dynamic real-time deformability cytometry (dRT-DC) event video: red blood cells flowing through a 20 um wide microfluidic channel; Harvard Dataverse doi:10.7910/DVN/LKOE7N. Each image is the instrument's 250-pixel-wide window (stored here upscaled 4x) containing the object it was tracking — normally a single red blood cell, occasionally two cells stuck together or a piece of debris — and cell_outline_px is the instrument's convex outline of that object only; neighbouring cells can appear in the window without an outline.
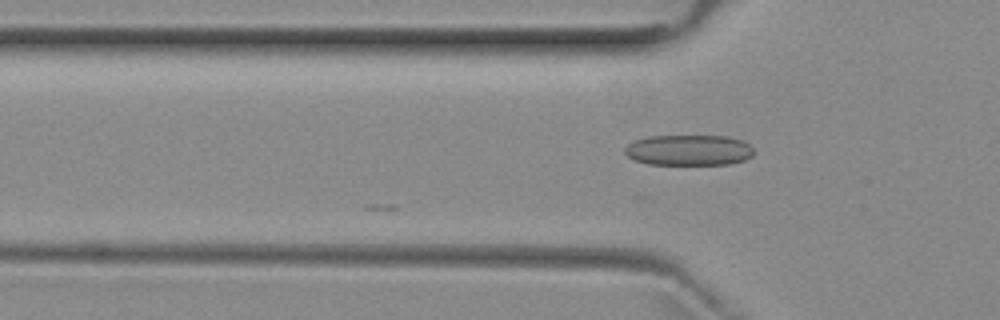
{"species": "common noctule bat (a hibernating species)", "species_latin": "Nyctalus noctula", "temperature_condition": "room temperature", "stored_images_in_passage": 7, "camera_frame_rate_fps": 3000, "um_per_image_px": 0.085, "animal": {"sex": "female", "body_mass_g": 29.2, "forearm_length_mm": 56.3}, "frame": {"image": 1, "passage_image": 5, "time_ms": 4.667, "image_size_px": [1000, 320], "cell_outline_px": [[752, 156], [744, 160], [732, 164], [648, 164], [636, 160], [628, 156], [624, 152], [624, 148], [628, 144], [636, 140], [648, 136], [724, 136], [740, 140], [748, 144], [752, 148]], "centroid_in_image_um": [58.53, 12.76], "position_along_channel_um": 67.3, "area_um2": 22.89}}
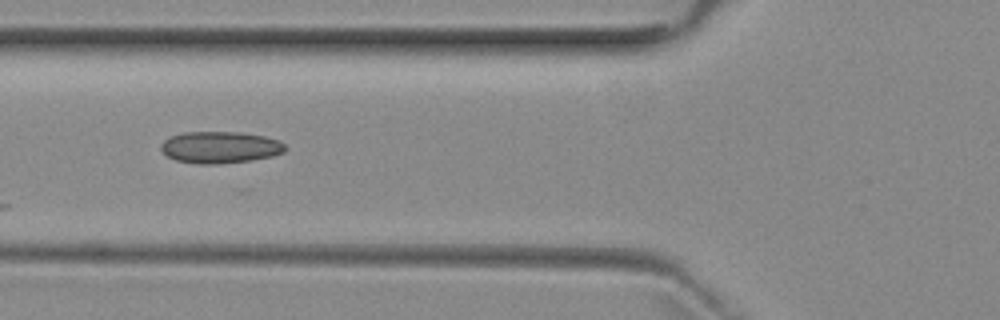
{"frame": {"image": 2, "passage_image": 6, "time_ms": 5.667, "image_size_px": [1000, 320], "cell_outline_px": [[284, 152], [272, 156], [252, 160], [220, 164], [196, 164], [176, 160], [168, 156], [160, 148], [160, 144], [164, 140], [172, 136], [184, 132], [240, 132], [264, 136], [280, 140], [284, 144]], "centroid_in_image_um": [18.71, 12.52], "position_along_channel_um": 107.1, "area_um2": 23.0}}
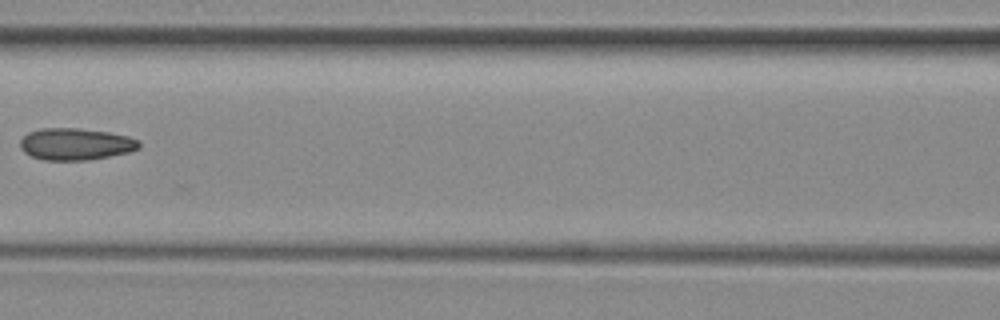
{"frame": {"image": 3, "passage_image": 7, "time_ms": 7.0, "image_size_px": [1000, 320], "cell_outline_px": [[140, 148], [128, 152], [88, 160], [44, 160], [32, 156], [24, 152], [20, 148], [20, 140], [28, 132], [40, 128], [76, 128], [108, 132], [128, 136], [140, 140]], "centroid_in_image_um": [6.42, 12.24], "position_along_channel_um": 160.2, "area_um2": 22.08}}